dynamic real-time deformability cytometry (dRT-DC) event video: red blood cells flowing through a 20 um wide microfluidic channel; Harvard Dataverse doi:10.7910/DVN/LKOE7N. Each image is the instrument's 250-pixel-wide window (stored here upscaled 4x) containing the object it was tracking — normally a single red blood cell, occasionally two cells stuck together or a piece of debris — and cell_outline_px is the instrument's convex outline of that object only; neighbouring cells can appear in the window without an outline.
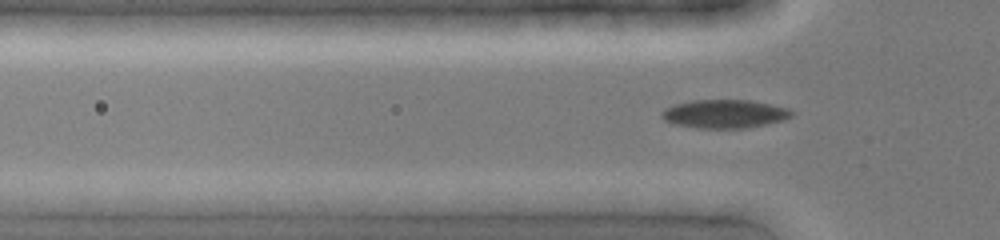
{"species": "common noctule bat (a hibernating species)", "species_latin": "Nyctalus noctula", "temperature_condition": "cold", "stored_images_in_passage": 2, "camera_frame_rate_fps": 3000, "um_per_image_px": 0.085, "animal": {"sex": "female", "body_mass_g": 19.0, "forearm_length_mm": 51.5}, "frame": {"image": 1, "passage_image": 2, "time_ms": 0.333, "image_size_px": [1000, 240], "cell_outline_px": [[796, 112], [792, 116], [784, 120], [744, 128], [696, 128], [676, 124], [664, 120], [660, 116], [660, 112], [664, 108], [676, 104], [692, 100], [752, 100], [788, 108]], "centroid_in_image_um": [61.59, 9.67], "position_along_channel_um": 64.2, "area_um2": 21.62}}